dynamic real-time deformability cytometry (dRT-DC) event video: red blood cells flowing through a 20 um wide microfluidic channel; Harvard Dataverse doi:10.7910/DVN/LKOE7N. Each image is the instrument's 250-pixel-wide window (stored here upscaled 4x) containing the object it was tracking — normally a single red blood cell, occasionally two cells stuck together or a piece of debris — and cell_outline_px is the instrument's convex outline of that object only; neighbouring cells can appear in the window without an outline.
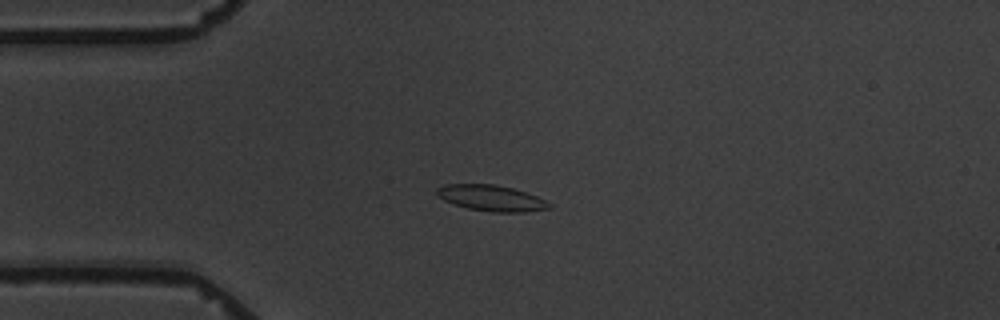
{"species": "common noctule bat (a hibernating species)", "species_latin": "Nyctalus noctula", "temperature_condition": "warm", "stored_images_in_passage": 7, "camera_frame_rate_fps": 3000, "um_per_image_px": 0.085, "animal": {"sex": "male", "body_mass_g": 19.5, "forearm_length_mm": 54.6}, "frame": {"image": 1, "passage_image": 5, "time_ms": 4.667, "image_size_px": [1000, 320], "cell_outline_px": [[552, 208], [524, 212], [492, 212], [468, 208], [444, 200], [436, 192], [436, 188], [444, 184], [496, 184], [512, 188], [536, 196], [552, 204]], "centroid_in_image_um": [41.78, 16.83], "position_along_channel_um": 43.2, "area_um2": 16.82}}
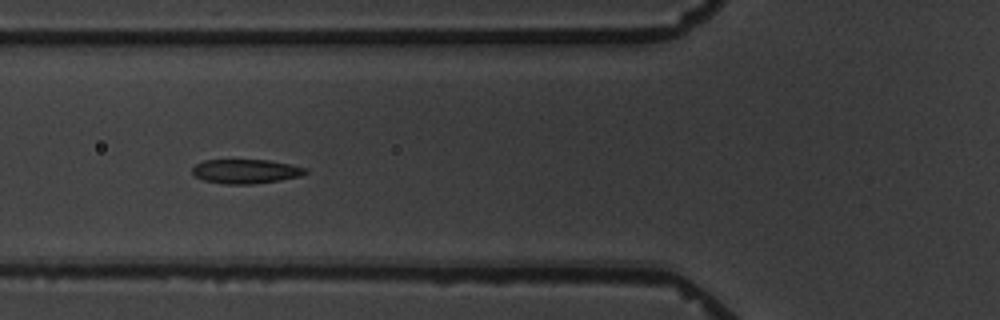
{"frame": {"image": 2, "passage_image": 7, "time_ms": 7.0, "image_size_px": [1000, 320], "cell_outline_px": [[308, 172], [300, 176], [280, 180], [252, 184], [224, 184], [204, 180], [196, 176], [192, 172], [192, 168], [196, 164], [204, 160], [268, 160], [308, 168]], "centroid_in_image_um": [20.9, 14.56], "position_along_channel_um": 104.9, "area_um2": 15.9}}